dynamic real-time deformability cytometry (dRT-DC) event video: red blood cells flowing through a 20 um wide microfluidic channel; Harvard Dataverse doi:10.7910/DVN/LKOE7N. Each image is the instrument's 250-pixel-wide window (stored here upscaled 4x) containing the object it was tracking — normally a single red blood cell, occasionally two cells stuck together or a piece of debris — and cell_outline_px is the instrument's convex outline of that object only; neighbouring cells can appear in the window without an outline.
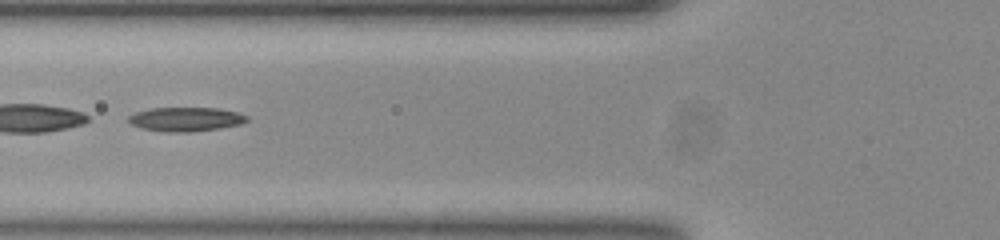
{"species": "common noctule bat (a hibernating species)", "species_latin": "Nyctalus noctula", "temperature_condition": "room temperature", "stored_images_in_passage": 52, "segment_of_instrument_passage": [2, 2], "camera_frame_rate_fps": 3000, "um_per_image_px": 0.085, "animal": {"sex": "female", "body_mass_g": 23.0, "forearm_length_mm": 53.4}, "frame": {"image": 1, "passage_image": 20, "time_ms": 6.333, "image_size_px": [1000, 240], "cell_outline_px": [[248, 120], [240, 124], [220, 128], [188, 132], [172, 132], [140, 128], [132, 124], [128, 120], [128, 116], [136, 112], [148, 108], [216, 108], [236, 112], [248, 116]], "centroid_in_image_um": [15.77, 10.13], "position_along_channel_um": 110.0, "area_um2": 16.47}}